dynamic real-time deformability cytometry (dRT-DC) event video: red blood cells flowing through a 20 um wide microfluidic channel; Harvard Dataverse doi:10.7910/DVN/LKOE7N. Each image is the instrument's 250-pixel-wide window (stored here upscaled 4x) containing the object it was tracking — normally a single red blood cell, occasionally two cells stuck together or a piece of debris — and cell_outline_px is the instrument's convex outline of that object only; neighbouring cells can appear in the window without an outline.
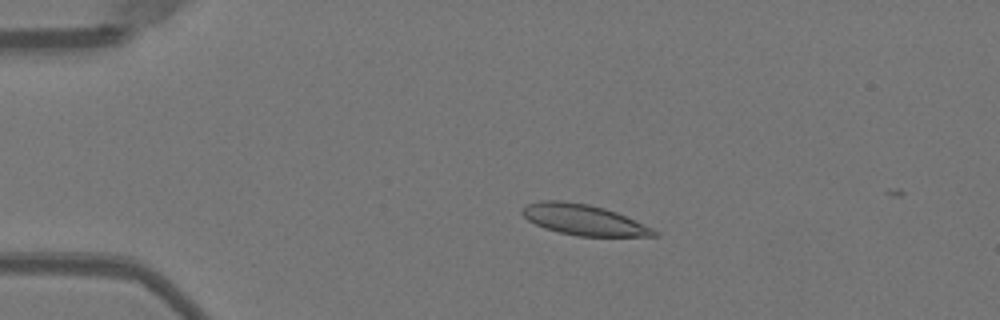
{"species": "Egyptian fruit bat (a non-hibernating species)", "species_latin": "Rousettus aegyptiacus", "temperature_condition": "warm", "stored_images_in_passage": 15, "camera_frame_rate_fps": 3000, "um_per_image_px": 0.085, "animal": {"sex": "female"}, "frame": {"image": 1, "passage_image": 12, "time_ms": 3.667, "image_size_px": [1000, 320], "cell_outline_px": [[660, 232], [656, 236], [576, 236], [544, 228], [528, 220], [520, 212], [528, 204], [540, 200], [560, 200], [588, 204], [604, 208], [616, 212], [652, 228]], "centroid_in_image_um": [49.6, 18.68], "position_along_channel_um": 35.4, "area_um2": 23.35}}